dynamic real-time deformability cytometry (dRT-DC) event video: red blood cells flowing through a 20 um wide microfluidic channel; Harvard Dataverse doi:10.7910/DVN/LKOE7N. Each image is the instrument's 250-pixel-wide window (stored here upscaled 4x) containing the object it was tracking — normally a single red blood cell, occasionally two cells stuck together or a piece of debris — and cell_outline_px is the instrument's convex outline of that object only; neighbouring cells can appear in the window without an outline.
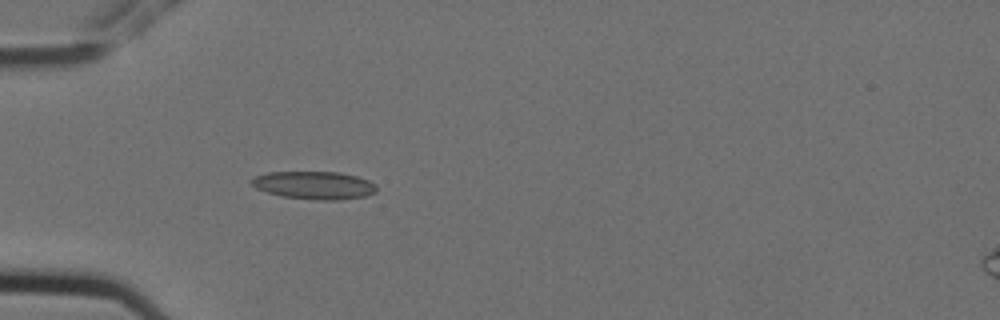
{"species": "Egyptian fruit bat (a non-hibernating species)", "species_latin": "Rousettus aegyptiacus", "temperature_condition": "cold", "stored_images_in_passage": 3, "camera_frame_rate_fps": 3000, "um_per_image_px": 0.085, "animal": {"sex": "female"}, "frame": {"image": 1, "passage_image": 3, "time_ms": 0.667, "image_size_px": [1000, 320], "cell_outline_px": [[376, 192], [364, 196], [336, 200], [316, 200], [280, 196], [256, 188], [252, 184], [252, 180], [256, 176], [268, 172], [340, 172], [356, 176], [368, 180], [376, 184]], "centroid_in_image_um": [26.73, 15.74], "position_along_channel_um": 58.3, "area_um2": 20.17}}